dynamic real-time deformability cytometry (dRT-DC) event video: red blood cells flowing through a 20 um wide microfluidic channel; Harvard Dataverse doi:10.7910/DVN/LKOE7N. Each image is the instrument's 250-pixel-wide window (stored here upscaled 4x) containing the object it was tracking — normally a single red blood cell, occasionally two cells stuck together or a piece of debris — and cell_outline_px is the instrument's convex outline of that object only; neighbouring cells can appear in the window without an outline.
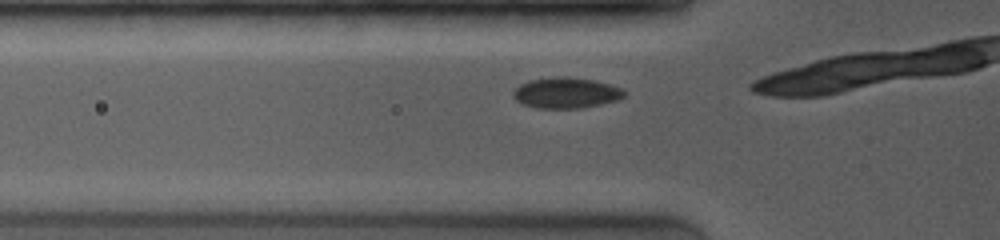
{"species": "common noctule bat (a hibernating species)", "species_latin": "Nyctalus noctula", "temperature_condition": "room temperature", "stored_images_in_passage": 6, "camera_frame_rate_fps": 4000, "um_per_image_px": 0.085, "animal": {"sex": "female", "body_mass_g": 19.0, "forearm_length_mm": 53.3}, "frame": {"image": 1, "passage_image": 2, "time_ms": 0.5, "image_size_px": [1000, 240], "cell_outline_px": [[624, 96], [616, 100], [600, 104], [580, 108], [536, 108], [524, 104], [516, 100], [512, 96], [512, 92], [520, 84], [528, 80], [552, 76], [568, 76], [592, 80], [624, 88]], "centroid_in_image_um": [48.08, 7.88], "position_along_channel_um": 77.7, "area_um2": 19.94}}